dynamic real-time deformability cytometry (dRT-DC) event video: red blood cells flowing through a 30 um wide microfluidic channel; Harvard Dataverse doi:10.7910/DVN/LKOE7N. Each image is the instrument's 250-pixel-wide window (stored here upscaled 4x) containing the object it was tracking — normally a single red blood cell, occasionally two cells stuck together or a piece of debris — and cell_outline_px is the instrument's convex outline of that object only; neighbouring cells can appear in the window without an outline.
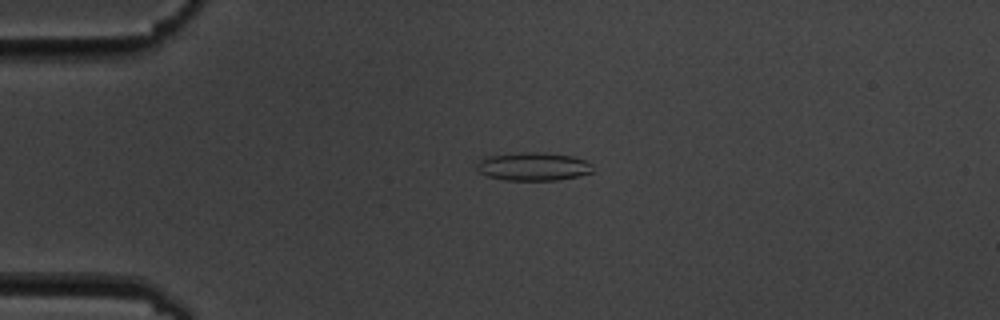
{"species": "common noctule bat (a hibernating species)", "species_latin": "Nyctalus noctula", "temperature_condition": "cold", "stored_images_in_passage": 5, "camera_frame_rate_fps": 3000, "um_per_image_px": 0.085, "animal": {"sex": "male", "body_mass_g": 19.5, "forearm_length_mm": 54.6}, "frame": {"image": 1, "passage_image": 3, "time_ms": 2.333, "image_size_px": [1000, 320], "cell_outline_px": [[592, 172], [576, 176], [556, 180], [504, 180], [488, 176], [480, 172], [476, 168], [476, 164], [484, 156], [520, 152], [544, 152], [572, 156], [584, 160], [592, 164]], "centroid_in_image_um": [45.29, 14.14], "position_along_channel_um": 39.7, "area_um2": 19.13}}